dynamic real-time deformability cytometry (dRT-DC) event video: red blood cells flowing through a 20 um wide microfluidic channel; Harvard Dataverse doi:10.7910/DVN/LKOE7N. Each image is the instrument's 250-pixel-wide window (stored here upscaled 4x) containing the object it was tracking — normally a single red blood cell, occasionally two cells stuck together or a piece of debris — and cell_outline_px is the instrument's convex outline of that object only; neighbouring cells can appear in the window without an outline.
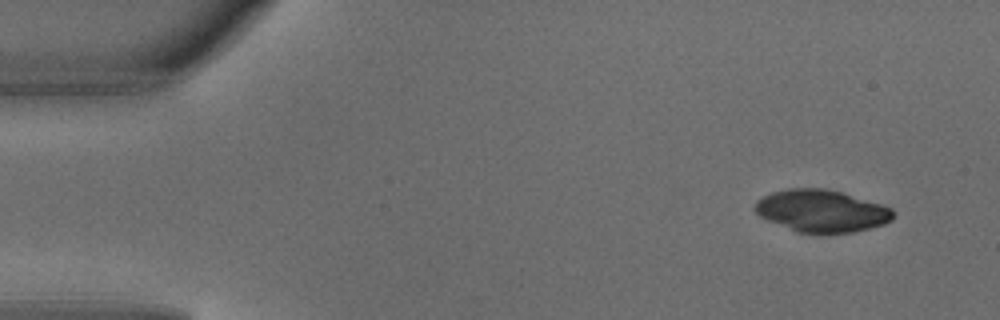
{"species": "common noctule bat (a hibernating species)", "species_latin": "Nyctalus noctula", "temperature_condition": "warm", "stored_images_in_passage": 5, "camera_frame_rate_fps": 3000, "um_per_image_px": 0.085, "animal": {"sex": "male", "body_mass_g": 18.8}, "frame": {"image": 1, "passage_image": 1, "time_ms": 0.0, "image_size_px": [1000, 320], "cell_outline_px": [[896, 212], [892, 220], [884, 224], [852, 232], [796, 232], [768, 220], [760, 216], [752, 208], [756, 200], [772, 192], [788, 188], [824, 188], [840, 192], [880, 204], [892, 208]], "centroid_in_image_um": [69.81, 17.91], "position_along_channel_um": 15.2, "area_um2": 33.7}}